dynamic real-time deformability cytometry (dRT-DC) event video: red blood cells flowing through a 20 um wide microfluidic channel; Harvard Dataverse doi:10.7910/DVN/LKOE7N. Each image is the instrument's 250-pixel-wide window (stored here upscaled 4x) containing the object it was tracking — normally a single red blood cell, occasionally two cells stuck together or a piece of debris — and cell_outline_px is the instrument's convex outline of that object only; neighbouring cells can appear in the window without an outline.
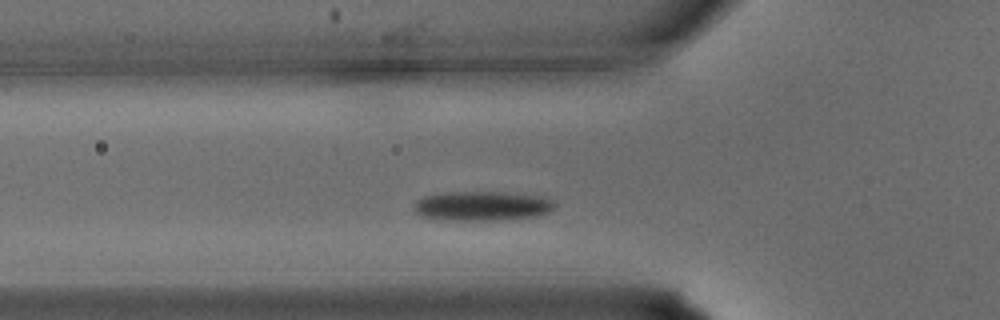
{"species": "common noctule bat (a hibernating species)", "species_latin": "Nyctalus noctula", "temperature_condition": "warm", "stored_images_in_passage": 23, "camera_frame_rate_fps": 3000, "um_per_image_px": 0.085, "animal": {"sex": "male", "body_mass_g": 15.6}, "frame": {"image": 1, "passage_image": 5, "time_ms": 1.333, "image_size_px": [1000, 320], "cell_outline_px": [[556, 204], [548, 212], [536, 216], [500, 220], [436, 220], [420, 216], [412, 208], [416, 200], [424, 196], [444, 192], [508, 192], [540, 196], [552, 200]], "centroid_in_image_um": [40.91, 17.51], "position_along_channel_um": 84.9, "area_um2": 24.45}}
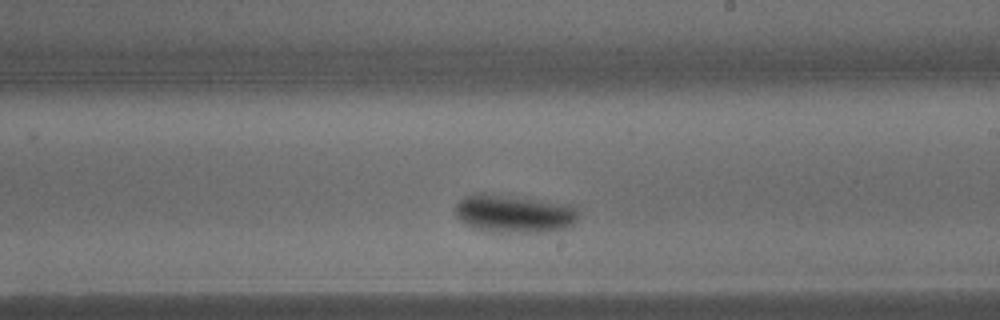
{"frame": {"image": 2, "passage_image": 14, "time_ms": 4.333, "image_size_px": [1000, 320], "cell_outline_px": [[580, 212], [576, 220], [568, 228], [548, 232], [488, 232], [472, 228], [460, 220], [456, 216], [456, 204], [464, 196], [500, 196], [540, 200], [568, 204], [576, 208]], "centroid_in_image_um": [43.75, 18.22], "position_along_channel_um": 245.2, "area_um2": 26.7}}
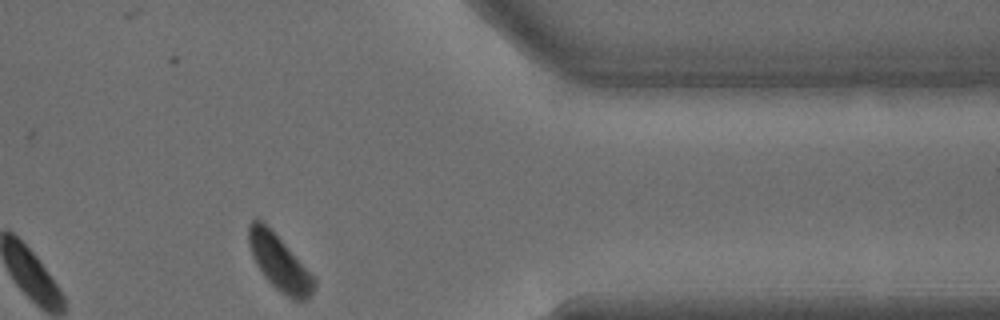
{"frame": {"image": 3, "passage_image": 23, "time_ms": 7.333, "image_size_px": [1000, 320], "cell_outline_px": [[316, 284], [308, 300], [292, 300], [280, 292], [264, 276], [256, 264], [252, 256], [248, 244], [248, 224], [252, 220], [260, 220], [284, 244], [316, 280]], "centroid_in_image_um": [23.72, 22.38], "position_along_channel_um": 387.7, "area_um2": 20.46}}